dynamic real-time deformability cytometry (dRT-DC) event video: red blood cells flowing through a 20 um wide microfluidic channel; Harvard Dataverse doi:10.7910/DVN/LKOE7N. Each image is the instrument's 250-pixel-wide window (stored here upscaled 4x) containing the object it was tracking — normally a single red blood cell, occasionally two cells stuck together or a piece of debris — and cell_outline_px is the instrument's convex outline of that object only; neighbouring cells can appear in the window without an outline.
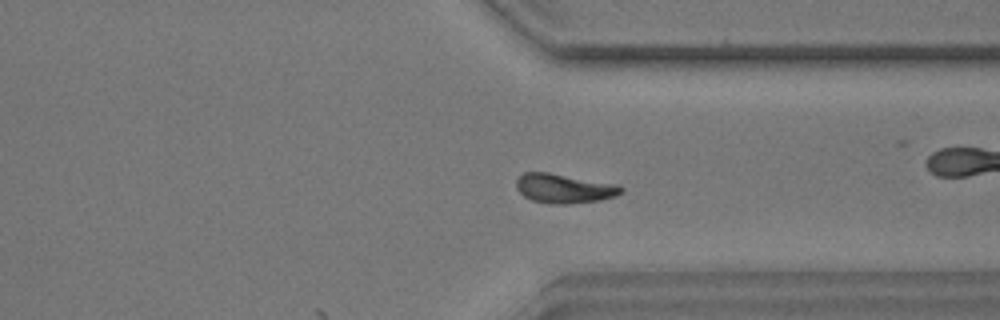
{"species": "common noctule bat (a hibernating species)", "species_latin": "Nyctalus noctula", "temperature_condition": "warm", "stored_images_in_passage": 33, "camera_frame_rate_fps": 3000, "um_per_image_px": 0.085, "animal": {"sex": "male", "body_mass_g": 17.9}, "frame": {"image": 1, "passage_image": 33, "time_ms": 10.667, "image_size_px": [1000, 320], "cell_outline_px": [[624, 192], [616, 196], [600, 200], [568, 204], [548, 204], [532, 200], [524, 196], [516, 188], [516, 180], [524, 172], [548, 172], [620, 184], [624, 188]], "centroid_in_image_um": [47.99, 16.01], "position_along_channel_um": 363.4, "area_um2": 18.21}, "authors_computed_cell_mechanics": {"area_um2": 17.7446, "velocity_mm_per_s": 3.5033, "shape_relaxation_time_tau1_ms": 2.6648, "shape_relaxation_time_tau2_ms": null, "deformation_change_tau1": 0.097, "deformation_change_tau2": null}}